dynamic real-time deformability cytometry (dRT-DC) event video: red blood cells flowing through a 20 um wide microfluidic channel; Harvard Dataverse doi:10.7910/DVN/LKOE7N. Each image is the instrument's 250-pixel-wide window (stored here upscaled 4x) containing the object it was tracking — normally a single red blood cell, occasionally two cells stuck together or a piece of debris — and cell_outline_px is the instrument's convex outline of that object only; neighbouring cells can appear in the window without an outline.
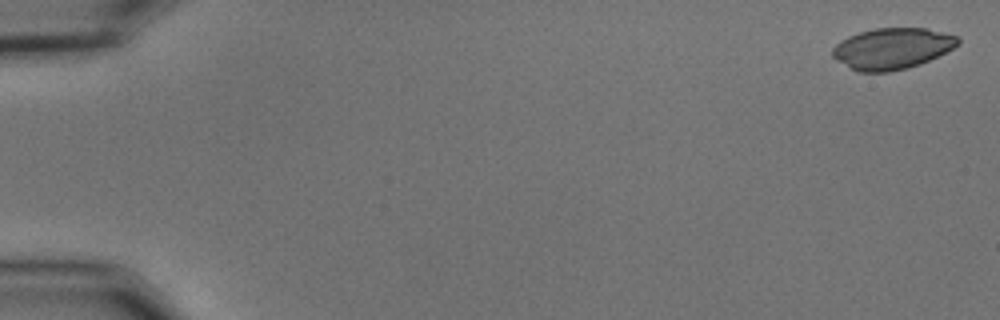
{"species": "common noctule bat (a hibernating species)", "species_latin": "Nyctalus noctula", "temperature_condition": "cold", "stored_images_in_passage": 16, "camera_frame_rate_fps": 3000, "um_per_image_px": 0.085, "animal": {"sex": "male", "body_mass_g": 15.6}, "frame": {"image": 1, "passage_image": 1, "time_ms": 0.0, "image_size_px": [1000, 320], "cell_outline_px": [[960, 44], [920, 64], [908, 68], [888, 72], [860, 72], [836, 60], [832, 56], [832, 48], [840, 40], [848, 36], [860, 32], [876, 28], [924, 28], [960, 36]], "centroid_in_image_um": [75.82, 4.12], "position_along_channel_um": 9.2, "area_um2": 29.94}}